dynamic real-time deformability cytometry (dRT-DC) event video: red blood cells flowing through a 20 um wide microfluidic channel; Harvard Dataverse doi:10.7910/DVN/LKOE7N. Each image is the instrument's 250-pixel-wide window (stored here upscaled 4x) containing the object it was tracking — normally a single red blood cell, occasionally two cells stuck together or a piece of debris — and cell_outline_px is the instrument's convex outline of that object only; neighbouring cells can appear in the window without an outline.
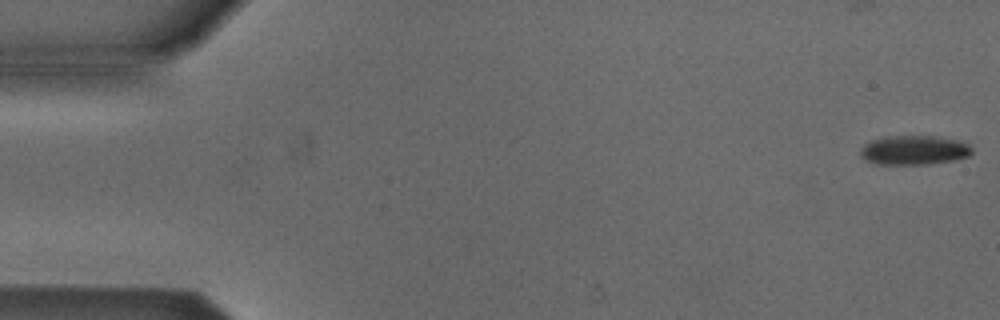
{"species": "Egyptian fruit bat (a non-hibernating species)", "species_latin": "Rousettus aegyptiacus", "temperature_condition": "cold", "stored_images_in_passage": 4, "camera_frame_rate_fps": 3000, "um_per_image_px": 0.085, "animal": {"sex": "male"}, "frame": {"image": 1, "passage_image": 1, "time_ms": 0.0, "image_size_px": [1000, 320], "cell_outline_px": [[972, 152], [968, 156], [952, 160], [928, 164], [876, 164], [860, 156], [860, 148], [864, 144], [872, 140], [888, 136], [936, 136], [956, 140], [968, 144], [972, 148]], "centroid_in_image_um": [77.67, 12.76], "position_along_channel_um": 7.3, "area_um2": 18.9}}
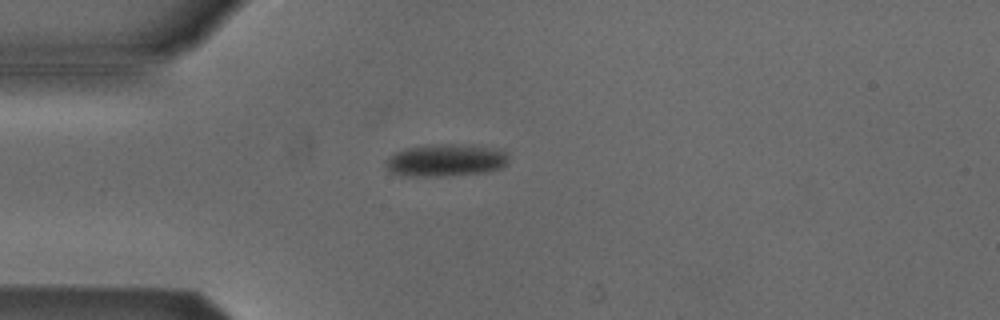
{"frame": {"image": 2, "passage_image": 4, "time_ms": 4.333, "image_size_px": [1000, 320], "cell_outline_px": [[508, 160], [500, 168], [488, 172], [436, 176], [412, 176], [392, 172], [388, 168], [388, 160], [396, 152], [404, 148], [440, 144], [472, 144], [504, 152], [508, 156]], "centroid_in_image_um": [37.92, 13.61], "position_along_channel_um": 47.1, "area_um2": 22.54}}